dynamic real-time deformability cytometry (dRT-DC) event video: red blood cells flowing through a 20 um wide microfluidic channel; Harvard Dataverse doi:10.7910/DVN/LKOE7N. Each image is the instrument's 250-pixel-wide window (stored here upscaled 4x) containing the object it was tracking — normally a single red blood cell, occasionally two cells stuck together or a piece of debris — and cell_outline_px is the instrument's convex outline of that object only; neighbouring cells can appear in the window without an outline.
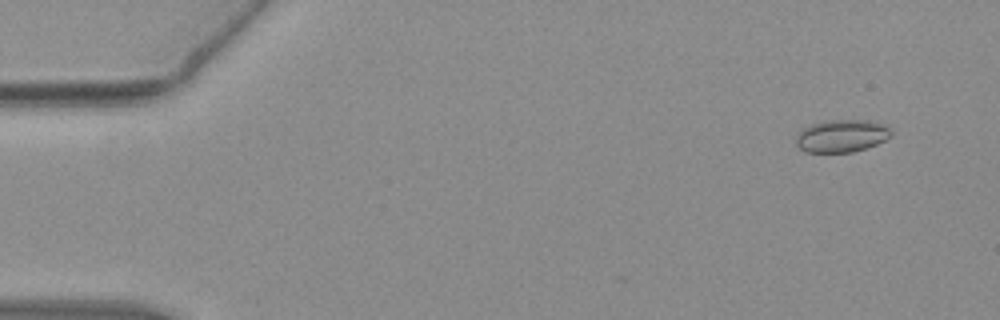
{"species": "common noctule bat (a hibernating species)", "species_latin": "Nyctalus noctula", "temperature_condition": "warm", "stored_images_in_passage": 53, "camera_frame_rate_fps": 3000, "um_per_image_px": 0.085, "animal": {"sex": "female", "body_mass_g": 19.3, "forearm_length_mm": 54.1}, "frame": {"image": 1, "passage_image": 4, "time_ms": 1.0, "image_size_px": [1000, 320], "cell_outline_px": [[892, 136], [876, 144], [852, 152], [804, 152], [796, 144], [796, 136], [804, 128], [812, 124], [828, 120], [868, 120], [884, 124], [892, 132]], "centroid_in_image_um": [71.54, 11.55], "position_along_channel_um": 13.5, "area_um2": 17.92}}
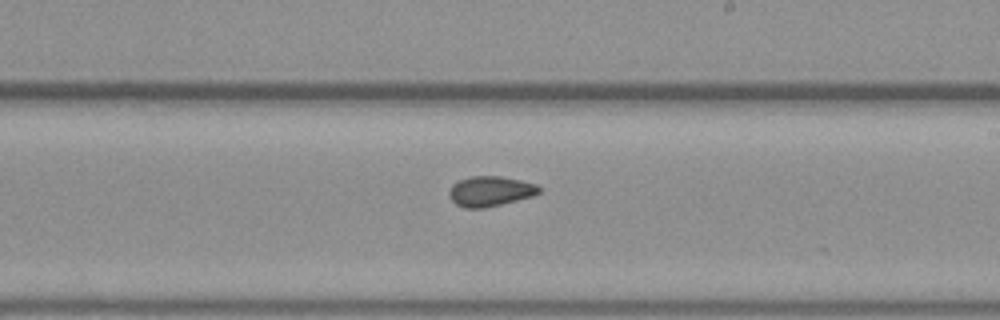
{"frame": {"image": 2, "passage_image": 32, "time_ms": 10.333, "image_size_px": [1000, 320], "cell_outline_px": [[540, 192], [532, 196], [484, 208], [464, 208], [456, 204], [448, 196], [448, 192], [452, 184], [460, 180], [472, 176], [500, 176], [520, 180], [536, 184], [540, 188]], "centroid_in_image_um": [41.64, 16.25], "position_along_channel_um": 247.4, "area_um2": 15.66}}
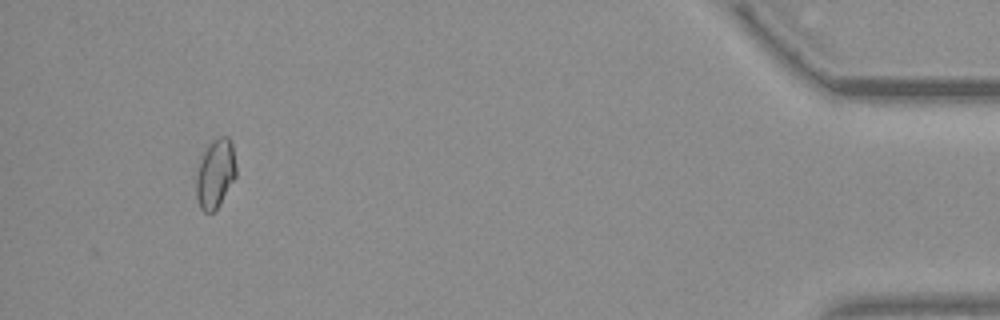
{"frame": {"image": 3, "passage_image": 51, "time_ms": 16.667, "image_size_px": [1000, 320], "cell_outline_px": [[236, 176], [220, 204], [212, 212], [204, 212], [200, 208], [196, 196], [196, 176], [200, 160], [208, 144], [212, 140], [220, 136], [228, 136], [232, 144], [236, 164]], "centroid_in_image_um": [18.3, 14.75], "position_along_channel_um": 416.9, "area_um2": 16.07}, "authors_computed_cell_mechanics": {"area_um2": 16.0684, "velocity_mm_per_s": 3.8215, "shape_relaxation_time_tau1_ms": 3.8358, "shape_relaxation_time_tau2_ms": 3.4175, "deformation_change_tau1": 0.0605, "deformation_change_tau2": 0.0721}}